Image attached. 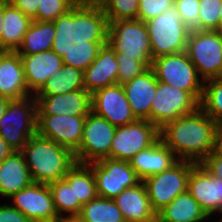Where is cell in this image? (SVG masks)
<instances>
[{
  "label": "cell",
  "mask_w": 222,
  "mask_h": 222,
  "mask_svg": "<svg viewBox=\"0 0 222 222\" xmlns=\"http://www.w3.org/2000/svg\"><path fill=\"white\" fill-rule=\"evenodd\" d=\"M216 124L199 107L167 123L160 129V138L178 160L199 164L211 153Z\"/></svg>",
  "instance_id": "cell-1"
},
{
  "label": "cell",
  "mask_w": 222,
  "mask_h": 222,
  "mask_svg": "<svg viewBox=\"0 0 222 222\" xmlns=\"http://www.w3.org/2000/svg\"><path fill=\"white\" fill-rule=\"evenodd\" d=\"M77 52L83 58L84 87L91 95L117 84L116 52L97 32L87 27L81 34Z\"/></svg>",
  "instance_id": "cell-2"
},
{
  "label": "cell",
  "mask_w": 222,
  "mask_h": 222,
  "mask_svg": "<svg viewBox=\"0 0 222 222\" xmlns=\"http://www.w3.org/2000/svg\"><path fill=\"white\" fill-rule=\"evenodd\" d=\"M33 182L49 184L63 179L76 164L74 153L37 133L21 150Z\"/></svg>",
  "instance_id": "cell-3"
},
{
  "label": "cell",
  "mask_w": 222,
  "mask_h": 222,
  "mask_svg": "<svg viewBox=\"0 0 222 222\" xmlns=\"http://www.w3.org/2000/svg\"><path fill=\"white\" fill-rule=\"evenodd\" d=\"M88 27L109 43L116 57L136 58L151 67L152 49L145 22L139 19L88 21Z\"/></svg>",
  "instance_id": "cell-4"
},
{
  "label": "cell",
  "mask_w": 222,
  "mask_h": 222,
  "mask_svg": "<svg viewBox=\"0 0 222 222\" xmlns=\"http://www.w3.org/2000/svg\"><path fill=\"white\" fill-rule=\"evenodd\" d=\"M37 133V101L34 95L10 100L0 119V136L15 151H21Z\"/></svg>",
  "instance_id": "cell-5"
},
{
  "label": "cell",
  "mask_w": 222,
  "mask_h": 222,
  "mask_svg": "<svg viewBox=\"0 0 222 222\" xmlns=\"http://www.w3.org/2000/svg\"><path fill=\"white\" fill-rule=\"evenodd\" d=\"M151 68L158 82L187 91L200 103L204 80L199 76L186 51L159 56L152 60Z\"/></svg>",
  "instance_id": "cell-6"
},
{
  "label": "cell",
  "mask_w": 222,
  "mask_h": 222,
  "mask_svg": "<svg viewBox=\"0 0 222 222\" xmlns=\"http://www.w3.org/2000/svg\"><path fill=\"white\" fill-rule=\"evenodd\" d=\"M145 24L150 37L152 60L159 56L186 51L190 31L175 7L146 21Z\"/></svg>",
  "instance_id": "cell-7"
},
{
  "label": "cell",
  "mask_w": 222,
  "mask_h": 222,
  "mask_svg": "<svg viewBox=\"0 0 222 222\" xmlns=\"http://www.w3.org/2000/svg\"><path fill=\"white\" fill-rule=\"evenodd\" d=\"M186 52L204 81L222 76V31H190Z\"/></svg>",
  "instance_id": "cell-8"
},
{
  "label": "cell",
  "mask_w": 222,
  "mask_h": 222,
  "mask_svg": "<svg viewBox=\"0 0 222 222\" xmlns=\"http://www.w3.org/2000/svg\"><path fill=\"white\" fill-rule=\"evenodd\" d=\"M197 163L178 160L168 170L148 176L143 180L150 204L156 214L174 198L187 191L188 177Z\"/></svg>",
  "instance_id": "cell-9"
},
{
  "label": "cell",
  "mask_w": 222,
  "mask_h": 222,
  "mask_svg": "<svg viewBox=\"0 0 222 222\" xmlns=\"http://www.w3.org/2000/svg\"><path fill=\"white\" fill-rule=\"evenodd\" d=\"M80 34H75L65 23L32 20L24 34L18 54H36L61 46H78Z\"/></svg>",
  "instance_id": "cell-10"
},
{
  "label": "cell",
  "mask_w": 222,
  "mask_h": 222,
  "mask_svg": "<svg viewBox=\"0 0 222 222\" xmlns=\"http://www.w3.org/2000/svg\"><path fill=\"white\" fill-rule=\"evenodd\" d=\"M116 128L108 120L91 111L85 119L81 144L74 152L76 163L90 164L110 158Z\"/></svg>",
  "instance_id": "cell-11"
},
{
  "label": "cell",
  "mask_w": 222,
  "mask_h": 222,
  "mask_svg": "<svg viewBox=\"0 0 222 222\" xmlns=\"http://www.w3.org/2000/svg\"><path fill=\"white\" fill-rule=\"evenodd\" d=\"M77 48L78 46H61L36 54H19L29 93L35 95L50 76L62 68Z\"/></svg>",
  "instance_id": "cell-12"
},
{
  "label": "cell",
  "mask_w": 222,
  "mask_h": 222,
  "mask_svg": "<svg viewBox=\"0 0 222 222\" xmlns=\"http://www.w3.org/2000/svg\"><path fill=\"white\" fill-rule=\"evenodd\" d=\"M160 138V129L148 120H136L116 128L110 159L129 161Z\"/></svg>",
  "instance_id": "cell-13"
},
{
  "label": "cell",
  "mask_w": 222,
  "mask_h": 222,
  "mask_svg": "<svg viewBox=\"0 0 222 222\" xmlns=\"http://www.w3.org/2000/svg\"><path fill=\"white\" fill-rule=\"evenodd\" d=\"M199 108V102L187 91L158 82L150 111V122L159 129Z\"/></svg>",
  "instance_id": "cell-14"
},
{
  "label": "cell",
  "mask_w": 222,
  "mask_h": 222,
  "mask_svg": "<svg viewBox=\"0 0 222 222\" xmlns=\"http://www.w3.org/2000/svg\"><path fill=\"white\" fill-rule=\"evenodd\" d=\"M88 165L94 172L97 195L102 198L114 199L142 181L129 161L105 158Z\"/></svg>",
  "instance_id": "cell-15"
},
{
  "label": "cell",
  "mask_w": 222,
  "mask_h": 222,
  "mask_svg": "<svg viewBox=\"0 0 222 222\" xmlns=\"http://www.w3.org/2000/svg\"><path fill=\"white\" fill-rule=\"evenodd\" d=\"M12 206L32 222H59L48 184L33 182L11 197Z\"/></svg>",
  "instance_id": "cell-16"
},
{
  "label": "cell",
  "mask_w": 222,
  "mask_h": 222,
  "mask_svg": "<svg viewBox=\"0 0 222 222\" xmlns=\"http://www.w3.org/2000/svg\"><path fill=\"white\" fill-rule=\"evenodd\" d=\"M85 119L86 116L37 115V134L74 153L83 138Z\"/></svg>",
  "instance_id": "cell-17"
},
{
  "label": "cell",
  "mask_w": 222,
  "mask_h": 222,
  "mask_svg": "<svg viewBox=\"0 0 222 222\" xmlns=\"http://www.w3.org/2000/svg\"><path fill=\"white\" fill-rule=\"evenodd\" d=\"M187 192L210 218L222 212V179L213 176L201 163L191 169Z\"/></svg>",
  "instance_id": "cell-18"
},
{
  "label": "cell",
  "mask_w": 222,
  "mask_h": 222,
  "mask_svg": "<svg viewBox=\"0 0 222 222\" xmlns=\"http://www.w3.org/2000/svg\"><path fill=\"white\" fill-rule=\"evenodd\" d=\"M91 101V111L113 126H123L137 120L131 111L123 85L104 87L91 95Z\"/></svg>",
  "instance_id": "cell-19"
},
{
  "label": "cell",
  "mask_w": 222,
  "mask_h": 222,
  "mask_svg": "<svg viewBox=\"0 0 222 222\" xmlns=\"http://www.w3.org/2000/svg\"><path fill=\"white\" fill-rule=\"evenodd\" d=\"M34 97L37 101V115L87 116L91 112V94L86 90Z\"/></svg>",
  "instance_id": "cell-20"
},
{
  "label": "cell",
  "mask_w": 222,
  "mask_h": 222,
  "mask_svg": "<svg viewBox=\"0 0 222 222\" xmlns=\"http://www.w3.org/2000/svg\"><path fill=\"white\" fill-rule=\"evenodd\" d=\"M158 80L151 67L123 85L126 98L136 119L150 122V111Z\"/></svg>",
  "instance_id": "cell-21"
},
{
  "label": "cell",
  "mask_w": 222,
  "mask_h": 222,
  "mask_svg": "<svg viewBox=\"0 0 222 222\" xmlns=\"http://www.w3.org/2000/svg\"><path fill=\"white\" fill-rule=\"evenodd\" d=\"M76 90H85L83 79V58L76 51L58 72L34 96L63 95Z\"/></svg>",
  "instance_id": "cell-22"
},
{
  "label": "cell",
  "mask_w": 222,
  "mask_h": 222,
  "mask_svg": "<svg viewBox=\"0 0 222 222\" xmlns=\"http://www.w3.org/2000/svg\"><path fill=\"white\" fill-rule=\"evenodd\" d=\"M125 222H155L157 214L153 210L143 181L126 188L114 198Z\"/></svg>",
  "instance_id": "cell-23"
},
{
  "label": "cell",
  "mask_w": 222,
  "mask_h": 222,
  "mask_svg": "<svg viewBox=\"0 0 222 222\" xmlns=\"http://www.w3.org/2000/svg\"><path fill=\"white\" fill-rule=\"evenodd\" d=\"M177 161L172 150L159 138L151 147L133 156L129 164L143 181L148 176L168 170Z\"/></svg>",
  "instance_id": "cell-24"
},
{
  "label": "cell",
  "mask_w": 222,
  "mask_h": 222,
  "mask_svg": "<svg viewBox=\"0 0 222 222\" xmlns=\"http://www.w3.org/2000/svg\"><path fill=\"white\" fill-rule=\"evenodd\" d=\"M33 183L21 151H14L0 163V198H8Z\"/></svg>",
  "instance_id": "cell-25"
},
{
  "label": "cell",
  "mask_w": 222,
  "mask_h": 222,
  "mask_svg": "<svg viewBox=\"0 0 222 222\" xmlns=\"http://www.w3.org/2000/svg\"><path fill=\"white\" fill-rule=\"evenodd\" d=\"M31 95L25 80L23 64L16 51H8L0 62V96L21 99Z\"/></svg>",
  "instance_id": "cell-26"
},
{
  "label": "cell",
  "mask_w": 222,
  "mask_h": 222,
  "mask_svg": "<svg viewBox=\"0 0 222 222\" xmlns=\"http://www.w3.org/2000/svg\"><path fill=\"white\" fill-rule=\"evenodd\" d=\"M33 20L65 23L75 34L88 27V20L68 0H40Z\"/></svg>",
  "instance_id": "cell-27"
},
{
  "label": "cell",
  "mask_w": 222,
  "mask_h": 222,
  "mask_svg": "<svg viewBox=\"0 0 222 222\" xmlns=\"http://www.w3.org/2000/svg\"><path fill=\"white\" fill-rule=\"evenodd\" d=\"M209 216L186 191L157 213L158 222H206Z\"/></svg>",
  "instance_id": "cell-28"
},
{
  "label": "cell",
  "mask_w": 222,
  "mask_h": 222,
  "mask_svg": "<svg viewBox=\"0 0 222 222\" xmlns=\"http://www.w3.org/2000/svg\"><path fill=\"white\" fill-rule=\"evenodd\" d=\"M2 20L4 27L1 45L8 51H17L32 20L11 3L6 6Z\"/></svg>",
  "instance_id": "cell-29"
},
{
  "label": "cell",
  "mask_w": 222,
  "mask_h": 222,
  "mask_svg": "<svg viewBox=\"0 0 222 222\" xmlns=\"http://www.w3.org/2000/svg\"><path fill=\"white\" fill-rule=\"evenodd\" d=\"M139 0H97L88 21H115L137 19Z\"/></svg>",
  "instance_id": "cell-30"
},
{
  "label": "cell",
  "mask_w": 222,
  "mask_h": 222,
  "mask_svg": "<svg viewBox=\"0 0 222 222\" xmlns=\"http://www.w3.org/2000/svg\"><path fill=\"white\" fill-rule=\"evenodd\" d=\"M76 222H125L114 199L97 196L82 205Z\"/></svg>",
  "instance_id": "cell-31"
},
{
  "label": "cell",
  "mask_w": 222,
  "mask_h": 222,
  "mask_svg": "<svg viewBox=\"0 0 222 222\" xmlns=\"http://www.w3.org/2000/svg\"><path fill=\"white\" fill-rule=\"evenodd\" d=\"M64 179L73 187L75 200H78L82 205L98 196L94 172L88 164L76 163Z\"/></svg>",
  "instance_id": "cell-32"
},
{
  "label": "cell",
  "mask_w": 222,
  "mask_h": 222,
  "mask_svg": "<svg viewBox=\"0 0 222 222\" xmlns=\"http://www.w3.org/2000/svg\"><path fill=\"white\" fill-rule=\"evenodd\" d=\"M48 186L51 190L58 216L62 220H75L81 211L82 204L75 200L73 187L64 178L49 183Z\"/></svg>",
  "instance_id": "cell-33"
},
{
  "label": "cell",
  "mask_w": 222,
  "mask_h": 222,
  "mask_svg": "<svg viewBox=\"0 0 222 222\" xmlns=\"http://www.w3.org/2000/svg\"><path fill=\"white\" fill-rule=\"evenodd\" d=\"M199 107L216 123L222 122V76L204 81Z\"/></svg>",
  "instance_id": "cell-34"
},
{
  "label": "cell",
  "mask_w": 222,
  "mask_h": 222,
  "mask_svg": "<svg viewBox=\"0 0 222 222\" xmlns=\"http://www.w3.org/2000/svg\"><path fill=\"white\" fill-rule=\"evenodd\" d=\"M222 0H200V30L220 31V7Z\"/></svg>",
  "instance_id": "cell-35"
},
{
  "label": "cell",
  "mask_w": 222,
  "mask_h": 222,
  "mask_svg": "<svg viewBox=\"0 0 222 222\" xmlns=\"http://www.w3.org/2000/svg\"><path fill=\"white\" fill-rule=\"evenodd\" d=\"M200 0H175L174 7L189 31L200 30Z\"/></svg>",
  "instance_id": "cell-36"
},
{
  "label": "cell",
  "mask_w": 222,
  "mask_h": 222,
  "mask_svg": "<svg viewBox=\"0 0 222 222\" xmlns=\"http://www.w3.org/2000/svg\"><path fill=\"white\" fill-rule=\"evenodd\" d=\"M118 61L117 84L124 85L137 75L145 72L148 67L137 60L129 57H116Z\"/></svg>",
  "instance_id": "cell-37"
},
{
  "label": "cell",
  "mask_w": 222,
  "mask_h": 222,
  "mask_svg": "<svg viewBox=\"0 0 222 222\" xmlns=\"http://www.w3.org/2000/svg\"><path fill=\"white\" fill-rule=\"evenodd\" d=\"M175 0H139L137 19L146 22L174 7Z\"/></svg>",
  "instance_id": "cell-38"
},
{
  "label": "cell",
  "mask_w": 222,
  "mask_h": 222,
  "mask_svg": "<svg viewBox=\"0 0 222 222\" xmlns=\"http://www.w3.org/2000/svg\"><path fill=\"white\" fill-rule=\"evenodd\" d=\"M0 222H32L11 204H0Z\"/></svg>",
  "instance_id": "cell-39"
},
{
  "label": "cell",
  "mask_w": 222,
  "mask_h": 222,
  "mask_svg": "<svg viewBox=\"0 0 222 222\" xmlns=\"http://www.w3.org/2000/svg\"><path fill=\"white\" fill-rule=\"evenodd\" d=\"M40 0H10V3L18 8L25 16L33 20L37 16Z\"/></svg>",
  "instance_id": "cell-40"
},
{
  "label": "cell",
  "mask_w": 222,
  "mask_h": 222,
  "mask_svg": "<svg viewBox=\"0 0 222 222\" xmlns=\"http://www.w3.org/2000/svg\"><path fill=\"white\" fill-rule=\"evenodd\" d=\"M201 164L215 177L222 179V156L208 155Z\"/></svg>",
  "instance_id": "cell-41"
},
{
  "label": "cell",
  "mask_w": 222,
  "mask_h": 222,
  "mask_svg": "<svg viewBox=\"0 0 222 222\" xmlns=\"http://www.w3.org/2000/svg\"><path fill=\"white\" fill-rule=\"evenodd\" d=\"M87 20L94 13L96 2L94 0H68Z\"/></svg>",
  "instance_id": "cell-42"
},
{
  "label": "cell",
  "mask_w": 222,
  "mask_h": 222,
  "mask_svg": "<svg viewBox=\"0 0 222 222\" xmlns=\"http://www.w3.org/2000/svg\"><path fill=\"white\" fill-rule=\"evenodd\" d=\"M209 155L222 156V122L216 124L213 136V146Z\"/></svg>",
  "instance_id": "cell-43"
},
{
  "label": "cell",
  "mask_w": 222,
  "mask_h": 222,
  "mask_svg": "<svg viewBox=\"0 0 222 222\" xmlns=\"http://www.w3.org/2000/svg\"><path fill=\"white\" fill-rule=\"evenodd\" d=\"M15 150L9 146L5 140L0 136V163L10 156Z\"/></svg>",
  "instance_id": "cell-44"
},
{
  "label": "cell",
  "mask_w": 222,
  "mask_h": 222,
  "mask_svg": "<svg viewBox=\"0 0 222 222\" xmlns=\"http://www.w3.org/2000/svg\"><path fill=\"white\" fill-rule=\"evenodd\" d=\"M10 3V0H0V45H1V39H2V33H3V17H4V10L6 6Z\"/></svg>",
  "instance_id": "cell-45"
},
{
  "label": "cell",
  "mask_w": 222,
  "mask_h": 222,
  "mask_svg": "<svg viewBox=\"0 0 222 222\" xmlns=\"http://www.w3.org/2000/svg\"><path fill=\"white\" fill-rule=\"evenodd\" d=\"M10 100L11 99H9L7 97L0 96V119L4 115Z\"/></svg>",
  "instance_id": "cell-46"
},
{
  "label": "cell",
  "mask_w": 222,
  "mask_h": 222,
  "mask_svg": "<svg viewBox=\"0 0 222 222\" xmlns=\"http://www.w3.org/2000/svg\"><path fill=\"white\" fill-rule=\"evenodd\" d=\"M8 52V50L3 47L2 45H0V62L2 60V58L6 55V53Z\"/></svg>",
  "instance_id": "cell-47"
},
{
  "label": "cell",
  "mask_w": 222,
  "mask_h": 222,
  "mask_svg": "<svg viewBox=\"0 0 222 222\" xmlns=\"http://www.w3.org/2000/svg\"><path fill=\"white\" fill-rule=\"evenodd\" d=\"M220 31H222V4H221V7H220Z\"/></svg>",
  "instance_id": "cell-48"
},
{
  "label": "cell",
  "mask_w": 222,
  "mask_h": 222,
  "mask_svg": "<svg viewBox=\"0 0 222 222\" xmlns=\"http://www.w3.org/2000/svg\"><path fill=\"white\" fill-rule=\"evenodd\" d=\"M59 222H76L75 220H62V221H59Z\"/></svg>",
  "instance_id": "cell-49"
}]
</instances>
